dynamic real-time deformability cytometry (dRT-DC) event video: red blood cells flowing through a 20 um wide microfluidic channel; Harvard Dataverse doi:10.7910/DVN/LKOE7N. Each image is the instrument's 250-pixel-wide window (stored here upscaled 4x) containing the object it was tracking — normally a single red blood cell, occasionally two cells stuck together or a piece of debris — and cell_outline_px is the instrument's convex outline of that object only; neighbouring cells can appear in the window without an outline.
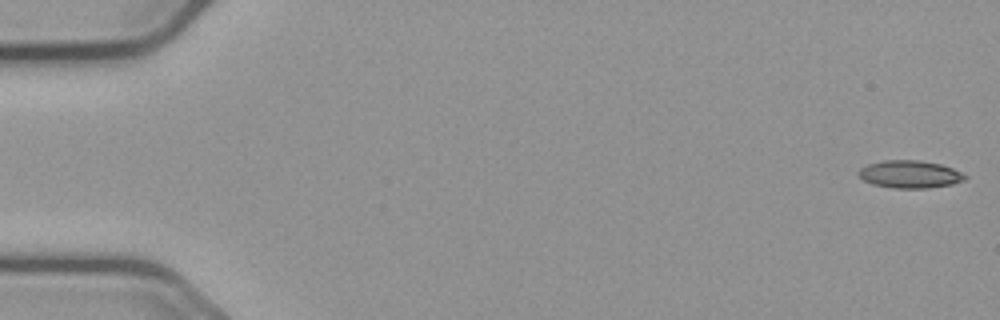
{"species": "common noctule bat (a hibernating species)", "species_latin": "Nyctalus noctula", "temperature_condition": "cold", "stored_images_in_passage": 56, "camera_frame_rate_fps": 3000, "um_per_image_px": 0.085, "animal": {"sex": "male", "body_mass_g": 23.1, "forearm_length_mm": 52.7}, "frame": {"image": 1, "passage_image": 1, "time_ms": 0.0, "image_size_px": [1000, 320], "cell_outline_px": [[968, 176], [964, 180], [952, 184], [928, 188], [892, 188], [872, 184], [864, 180], [856, 172], [860, 168], [868, 164], [884, 160], [920, 160], [940, 164], [952, 168]], "centroid_in_image_um": [77.32, 14.81], "position_along_channel_um": 7.7, "area_um2": 17.11}}
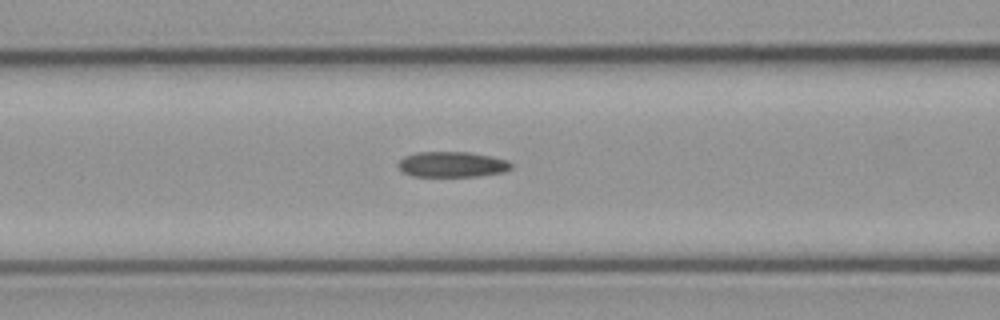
{"frame": {"image": 2, "passage_image": 23, "time_ms": 7.333, "image_size_px": [1000, 320], "cell_outline_px": [[512, 168], [504, 172], [476, 176], [412, 176], [404, 172], [396, 164], [404, 156], [416, 152], [472, 152], [492, 156], [508, 160], [512, 164]], "centroid_in_image_um": [38.44, 13.96], "position_along_channel_um": 128.2, "area_um2": 16.88}}
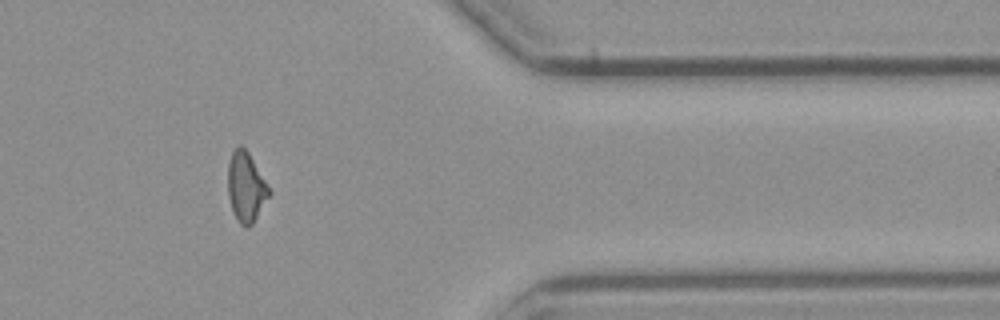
{"frame": {"image": 3, "passage_image": 46, "time_ms": 15.0, "image_size_px": [1000, 320], "cell_outline_px": [[272, 192], [252, 224], [248, 228], [244, 228], [240, 224], [232, 212], [228, 196], [228, 164], [232, 152], [240, 144], [248, 152]], "centroid_in_image_um": [20.9, 15.93], "position_along_channel_um": 390.5, "area_um2": 16.7}, "authors_computed_cell_mechanics": {"area_um2": 16.8487, "velocity_mm_per_s": 3.6928, "shape_relaxation_time_tau1_ms": null, "shape_relaxation_time_tau2_ms": 7.4754, "deformation_change_tau1": null, "deformation_change_tau2": 0.1578}}